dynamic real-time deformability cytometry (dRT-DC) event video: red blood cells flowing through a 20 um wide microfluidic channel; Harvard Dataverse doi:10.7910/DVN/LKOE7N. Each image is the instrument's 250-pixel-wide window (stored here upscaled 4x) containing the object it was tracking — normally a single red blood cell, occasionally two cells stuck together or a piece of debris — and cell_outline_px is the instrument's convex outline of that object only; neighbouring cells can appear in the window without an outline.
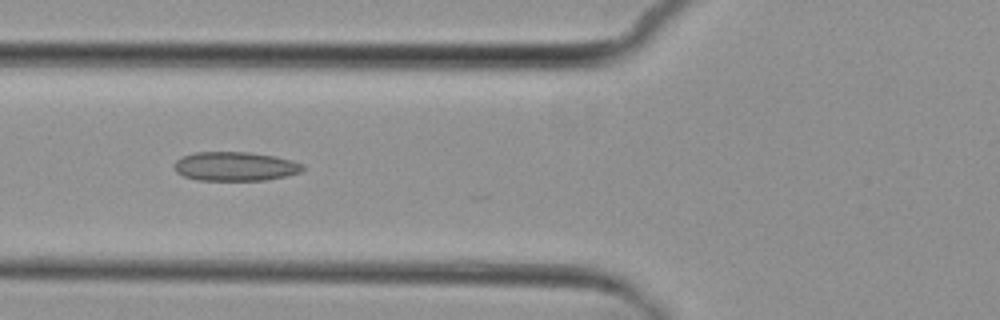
{"species": "common noctule bat (a hibernating species)", "species_latin": "Nyctalus noctula", "temperature_condition": "cold", "stored_images_in_passage": 8, "camera_frame_rate_fps": 3000, "um_per_image_px": 0.085, "animal": {"sex": "female", "body_mass_g": 29.2, "forearm_length_mm": 56.3}, "frame": {"image": 1, "passage_image": 6, "time_ms": 5.667, "image_size_px": [1000, 320], "cell_outline_px": [[304, 168], [300, 172], [284, 176], [264, 180], [196, 180], [184, 176], [176, 172], [172, 164], [176, 160], [184, 156], [196, 152], [248, 152], [272, 156], [292, 160], [304, 164]], "centroid_in_image_um": [19.96, 14.14], "position_along_channel_um": 105.8, "area_um2": 21.68}}
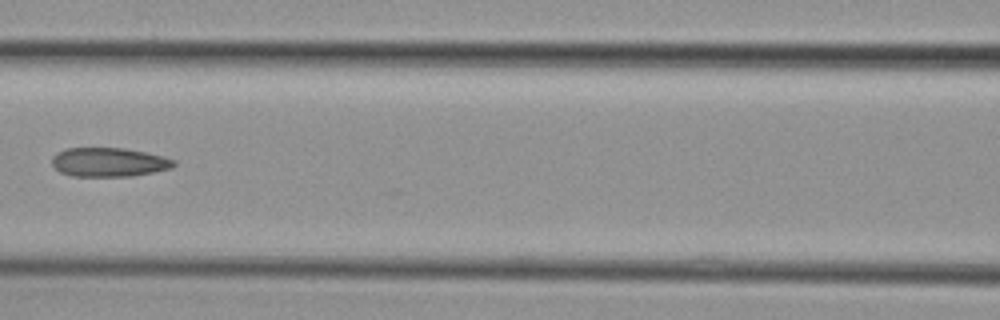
{"frame": {"image": 2, "passage_image": 7, "time_ms": 7.0, "image_size_px": [1000, 320], "cell_outline_px": [[176, 164], [172, 168], [132, 176], [72, 176], [60, 172], [52, 164], [52, 156], [56, 152], [64, 148], [124, 148], [148, 152], [176, 160]], "centroid_in_image_um": [9.25, 13.77], "position_along_channel_um": 157.3, "area_um2": 20.75}}
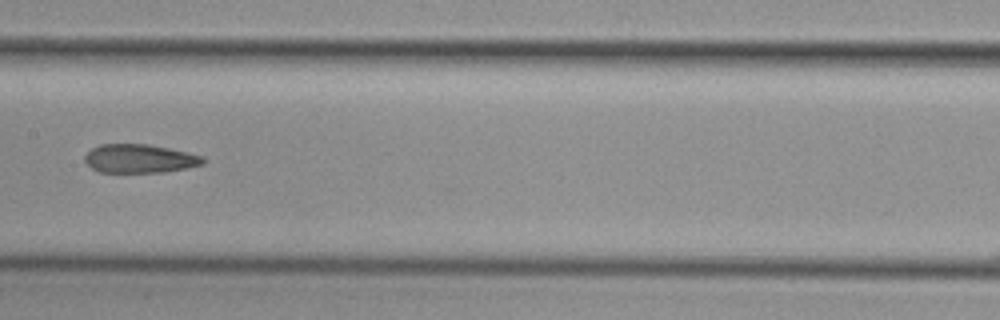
{"frame": {"image": 3, "passage_image": 8, "time_ms": 8.0, "image_size_px": [1000, 320], "cell_outline_px": [[204, 164], [164, 172], [100, 172], [92, 168], [84, 160], [84, 156], [92, 148], [100, 144], [148, 144], [188, 152], [204, 156]], "centroid_in_image_um": [11.87, 13.47], "position_along_channel_um": 195.5, "area_um2": 19.65}}